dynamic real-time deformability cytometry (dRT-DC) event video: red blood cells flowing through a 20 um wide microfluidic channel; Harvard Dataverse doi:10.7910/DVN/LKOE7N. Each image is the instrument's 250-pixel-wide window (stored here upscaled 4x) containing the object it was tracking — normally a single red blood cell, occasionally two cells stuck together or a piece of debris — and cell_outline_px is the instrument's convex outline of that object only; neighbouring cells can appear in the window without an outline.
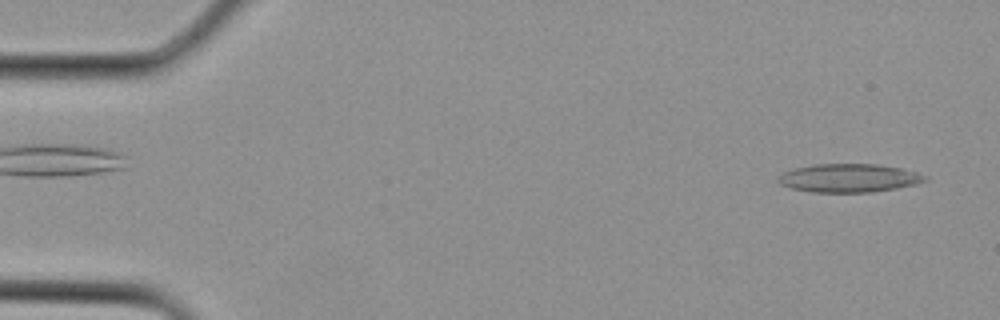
{"species": "Egyptian fruit bat (a non-hibernating species)", "species_latin": "Rousettus aegyptiacus", "temperature_condition": "cold", "stored_images_in_passage": 4, "camera_frame_rate_fps": 3000, "um_per_image_px": 0.085, "animal": {"sex": "female"}, "frame": {"image": 1, "passage_image": 1, "time_ms": 0.0, "image_size_px": [1000, 320], "cell_outline_px": [[928, 180], [916, 184], [896, 188], [872, 192], [812, 192], [792, 188], [780, 184], [776, 180], [784, 172], [792, 168], [812, 164], [876, 164], [900, 168], [916, 172], [928, 176]], "centroid_in_image_um": [72.15, 15.13], "position_along_channel_um": 12.8, "area_um2": 24.33}}